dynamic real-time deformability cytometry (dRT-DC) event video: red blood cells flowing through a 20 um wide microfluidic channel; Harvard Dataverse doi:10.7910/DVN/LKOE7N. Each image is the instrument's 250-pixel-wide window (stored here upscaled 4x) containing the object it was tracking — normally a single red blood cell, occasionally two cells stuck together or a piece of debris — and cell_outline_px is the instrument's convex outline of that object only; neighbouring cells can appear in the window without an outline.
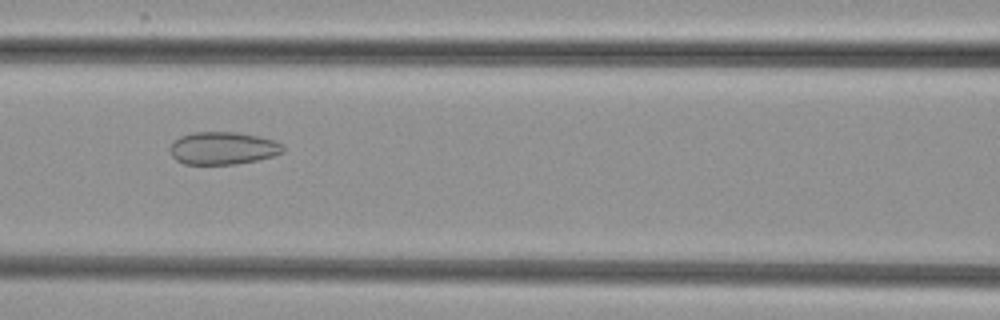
{"species": "common noctule bat (a hibernating species)", "species_latin": "Nyctalus noctula", "temperature_condition": "cold", "stored_images_in_passage": 7, "camera_frame_rate_fps": 3000, "um_per_image_px": 0.085, "animal": {"sex": "female", "body_mass_g": 29.2, "forearm_length_mm": 56.3}, "frame": {"image": 1, "passage_image": 7, "time_ms": 7.0, "image_size_px": [1000, 320], "cell_outline_px": [[284, 152], [272, 156], [256, 160], [236, 164], [184, 164], [176, 160], [172, 156], [168, 148], [180, 136], [192, 132], [236, 132], [260, 136], [276, 140], [284, 148]], "centroid_in_image_um": [18.94, 12.59], "position_along_channel_um": 147.7, "area_um2": 21.56}}